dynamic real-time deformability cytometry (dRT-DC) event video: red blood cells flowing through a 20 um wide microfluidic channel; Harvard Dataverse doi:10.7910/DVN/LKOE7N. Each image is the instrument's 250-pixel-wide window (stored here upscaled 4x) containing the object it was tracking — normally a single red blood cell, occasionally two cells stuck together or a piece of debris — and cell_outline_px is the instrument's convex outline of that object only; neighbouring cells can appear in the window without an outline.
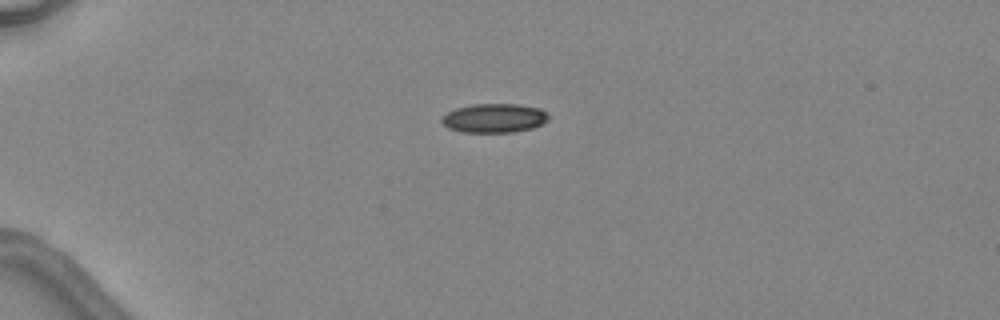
{"species": "common noctule bat (a hibernating species)", "species_latin": "Nyctalus noctula", "temperature_condition": "warm", "stored_images_in_passage": 2, "camera_frame_rate_fps": 3000, "um_per_image_px": 0.085, "animal": {"sex": "female", "body_mass_g": 24.6, "forearm_length_mm": 56.2}, "frame": {"image": 1, "passage_image": 1, "time_ms": 0.0, "image_size_px": [1000, 320], "cell_outline_px": [[548, 120], [532, 128], [512, 132], [460, 132], [448, 128], [440, 120], [440, 116], [456, 108], [472, 104], [516, 104], [540, 108], [548, 112]], "centroid_in_image_um": [41.98, 10.03], "position_along_channel_um": 43.0, "area_um2": 18.15}}